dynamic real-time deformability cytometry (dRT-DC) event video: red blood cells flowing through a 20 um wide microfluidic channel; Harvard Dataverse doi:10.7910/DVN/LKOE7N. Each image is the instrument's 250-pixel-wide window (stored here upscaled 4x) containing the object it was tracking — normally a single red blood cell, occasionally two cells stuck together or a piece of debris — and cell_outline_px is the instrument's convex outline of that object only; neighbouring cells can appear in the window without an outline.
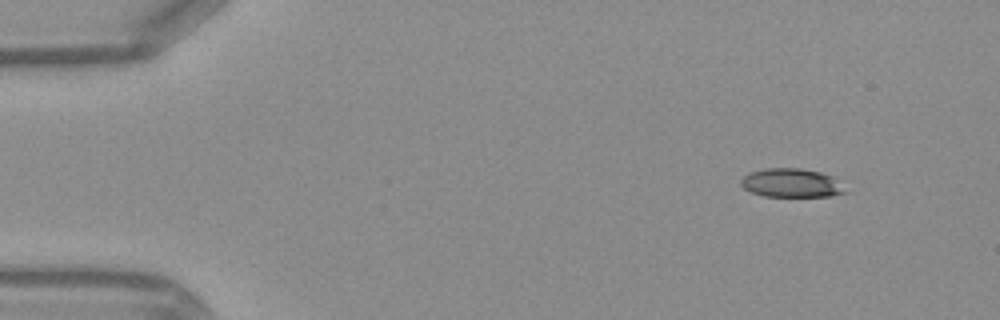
{"species": "Egyptian fruit bat (a non-hibernating species)", "species_latin": "Rousettus aegyptiacus", "temperature_condition": "warm", "stored_images_in_passage": 3, "camera_frame_rate_fps": 3000, "um_per_image_px": 0.085, "frame": {"image": 1, "passage_image": 1, "time_ms": 0.0, "image_size_px": [1000, 320], "cell_outline_px": [[844, 192], [832, 196], [764, 196], [752, 192], [744, 188], [740, 184], [740, 180], [748, 172], [764, 168], [800, 168], [820, 172], [836, 176]], "centroid_in_image_um": [67.23, 15.53], "position_along_channel_um": 17.8, "area_um2": 17.46}}